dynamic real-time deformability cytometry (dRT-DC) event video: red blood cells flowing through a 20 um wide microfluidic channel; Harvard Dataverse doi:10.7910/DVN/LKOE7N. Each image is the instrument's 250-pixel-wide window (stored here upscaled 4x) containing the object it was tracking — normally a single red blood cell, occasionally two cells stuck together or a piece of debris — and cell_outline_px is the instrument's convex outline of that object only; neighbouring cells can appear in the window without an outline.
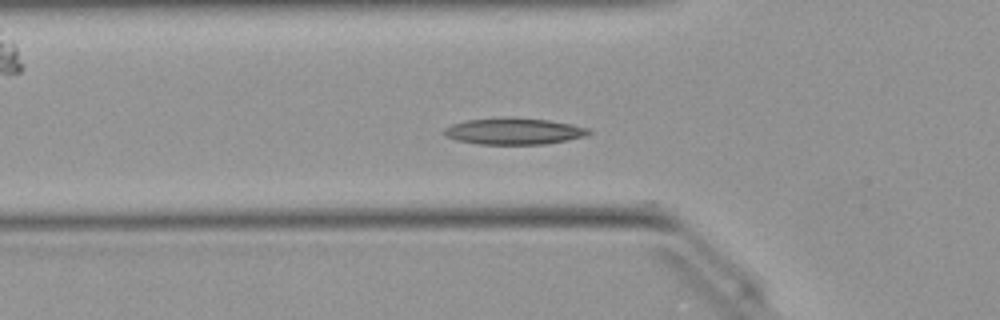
{"species": "Egyptian fruit bat (a non-hibernating species)", "species_latin": "Rousettus aegyptiacus", "temperature_condition": "warm", "stored_images_in_passage": 31, "camera_frame_rate_fps": 3000, "um_per_image_px": 0.085, "animal": {"sex": "female"}, "frame": {"image": 1, "passage_image": 3, "time_ms": 0.667, "image_size_px": [1000, 320], "cell_outline_px": [[592, 132], [588, 136], [568, 140], [544, 144], [476, 144], [456, 140], [444, 136], [444, 128], [452, 124], [464, 120], [512, 116], [548, 120], [572, 124], [588, 128]], "centroid_in_image_um": [43.68, 11.14], "position_along_channel_um": 82.1, "area_um2": 22.72}}
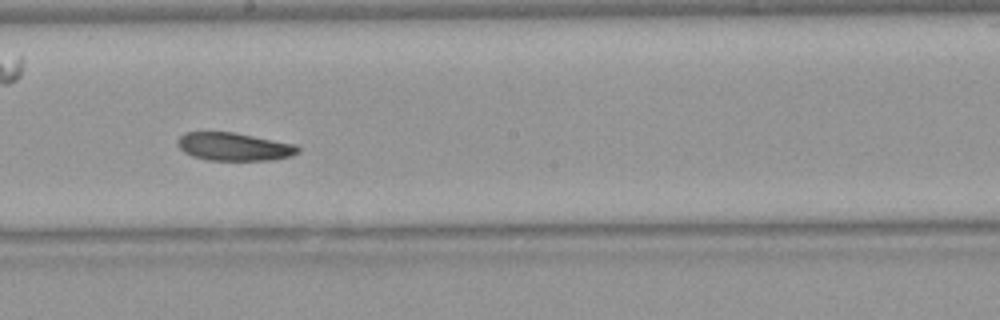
{"frame": {"image": 2, "passage_image": 14, "time_ms": 4.333, "image_size_px": [1000, 320], "cell_outline_px": [[300, 152], [292, 156], [272, 160], [208, 160], [192, 156], [184, 152], [176, 144], [176, 140], [184, 132], [232, 132], [296, 144], [300, 148]], "centroid_in_image_um": [19.89, 12.47], "position_along_channel_um": 228.3, "area_um2": 19.77}}
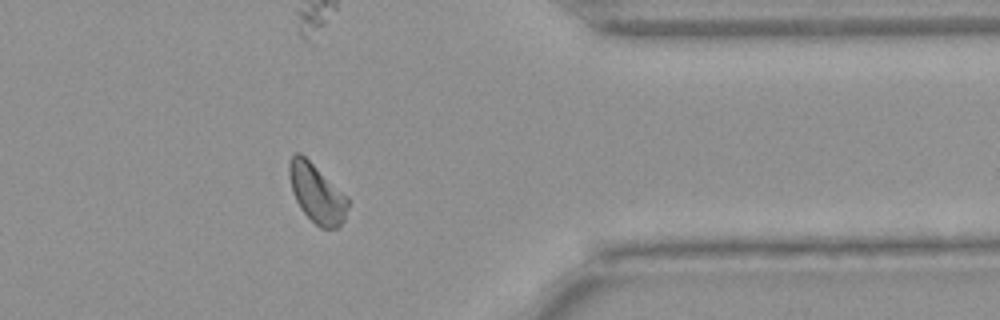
{"frame": {"image": 3, "passage_image": 27, "time_ms": 8.667, "image_size_px": [1000, 320], "cell_outline_px": [[348, 208], [344, 220], [336, 228], [320, 228], [300, 208], [292, 192], [288, 176], [288, 164], [292, 156], [296, 152], [300, 152], [348, 196]], "centroid_in_image_um": [26.91, 16.42], "position_along_channel_um": 384.5, "area_um2": 20.06}, "authors_computed_cell_mechanics": {"area_um2": 20.1722, "velocity_mm_per_s": 3.9979, "shape_relaxation_time_tau1_ms": 7.6259, "shape_relaxation_time_tau2_ms": 4.9349, "deformation_change_tau1": 0.1818, "deformation_change_tau2": 0.1191}}